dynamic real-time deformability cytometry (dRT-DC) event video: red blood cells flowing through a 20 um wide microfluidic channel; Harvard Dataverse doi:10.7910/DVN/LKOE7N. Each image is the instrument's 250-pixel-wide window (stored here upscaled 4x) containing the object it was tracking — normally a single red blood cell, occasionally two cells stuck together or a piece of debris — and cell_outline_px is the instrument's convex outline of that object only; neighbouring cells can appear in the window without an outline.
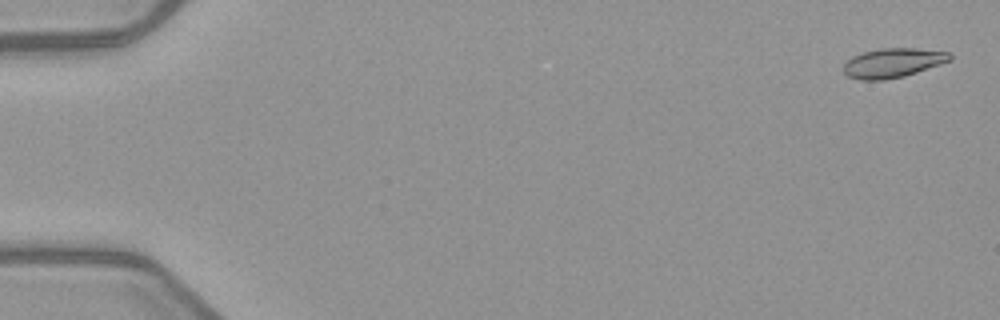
{"species": "common noctule bat (a hibernating species)", "species_latin": "Nyctalus noctula", "temperature_condition": "warm", "stored_images_in_passage": 5, "camera_frame_rate_fps": 3000, "um_per_image_px": 0.085, "animal": {"sex": "female", "body_mass_g": 21.9}, "frame": {"image": 1, "passage_image": 1, "time_ms": 0.0, "image_size_px": [1000, 320], "cell_outline_px": [[952, 60], [904, 76], [884, 80], [860, 80], [848, 76], [844, 72], [844, 64], [852, 56], [864, 52], [880, 48], [916, 48], [948, 52], [952, 56]], "centroid_in_image_um": [75.89, 5.34], "position_along_channel_um": 9.1, "area_um2": 18.09}}
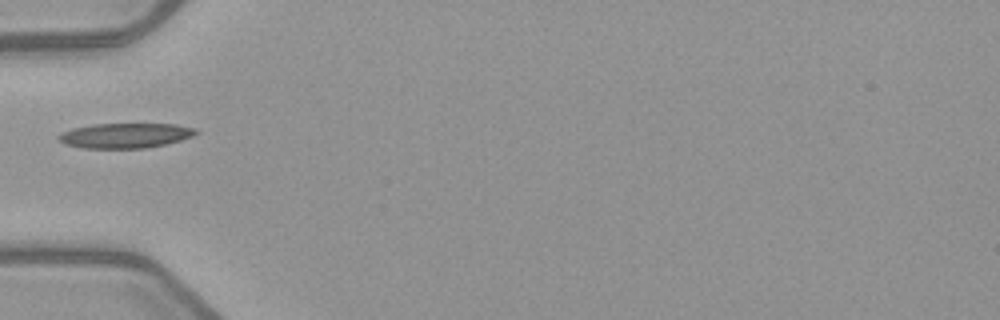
{"frame": {"image": 2, "passage_image": 5, "time_ms": 5.667, "image_size_px": [1000, 320], "cell_outline_px": [[200, 132], [192, 136], [180, 140], [164, 144], [144, 148], [84, 148], [64, 144], [56, 136], [60, 132], [72, 128], [96, 124], [176, 124], [196, 128]], "centroid_in_image_um": [10.63, 11.51], "position_along_channel_um": 74.4, "area_um2": 19.94}}